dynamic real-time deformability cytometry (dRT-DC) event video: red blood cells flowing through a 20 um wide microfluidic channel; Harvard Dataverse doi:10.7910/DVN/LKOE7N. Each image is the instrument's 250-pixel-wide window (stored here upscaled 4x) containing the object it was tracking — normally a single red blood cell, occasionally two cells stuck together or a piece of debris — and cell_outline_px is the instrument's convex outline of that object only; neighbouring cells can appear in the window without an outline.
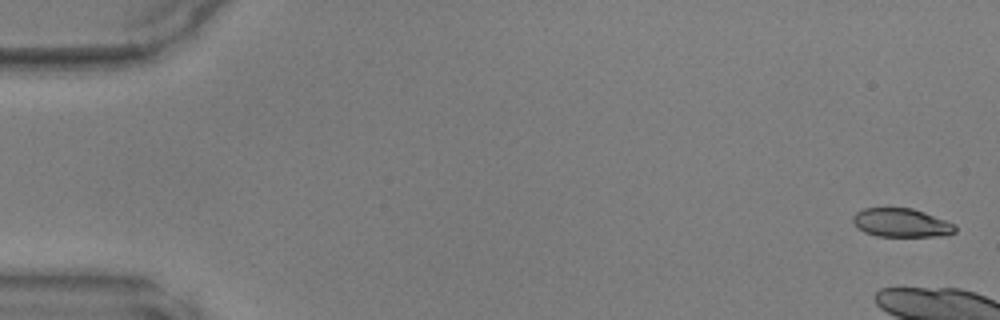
{"species": "common noctule bat (a hibernating species)", "species_latin": "Nyctalus noctula", "temperature_condition": "warm", "stored_images_in_passage": 7, "camera_frame_rate_fps": 3000, "um_per_image_px": 0.085, "animal": {"sex": "male", "body_mass_g": 17.9, "forearm_length_mm": 54.2}, "frame": {"image": 1, "passage_image": 2, "time_ms": 0.333, "image_size_px": [1000, 320], "cell_outline_px": [[956, 232], [948, 236], [876, 236], [864, 232], [856, 228], [852, 220], [852, 216], [856, 212], [864, 208], [912, 208], [924, 212], [956, 224]], "centroid_in_image_um": [76.61, 18.94], "position_along_channel_um": 8.4, "area_um2": 17.28}}